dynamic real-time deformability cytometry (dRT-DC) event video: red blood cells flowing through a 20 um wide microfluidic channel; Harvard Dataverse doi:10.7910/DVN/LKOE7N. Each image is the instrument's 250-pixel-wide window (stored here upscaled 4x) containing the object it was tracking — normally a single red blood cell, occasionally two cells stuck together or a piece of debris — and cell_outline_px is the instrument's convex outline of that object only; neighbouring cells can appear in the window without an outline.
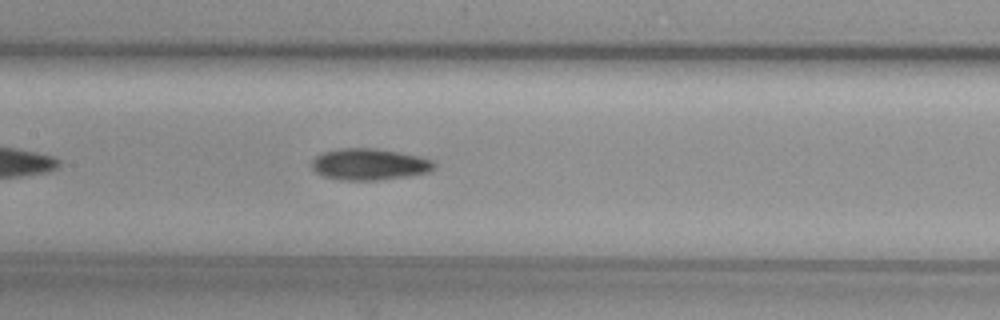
{"species": "common noctule bat (a hibernating species)", "species_latin": "Nyctalus noctula", "temperature_condition": "cold", "stored_images_in_passage": 29, "camera_frame_rate_fps": 3000, "um_per_image_px": 0.085, "animal": {"sex": "female", "body_mass_g": 29.2, "forearm_length_mm": 56.3}, "frame": {"image": 1, "passage_image": 12, "time_ms": 3.667, "image_size_px": [1000, 320], "cell_outline_px": [[436, 164], [428, 172], [408, 176], [376, 180], [340, 180], [324, 176], [316, 172], [312, 168], [312, 160], [316, 156], [324, 152], [340, 148], [376, 148], [416, 156], [432, 160]], "centroid_in_image_um": [31.36, 13.97], "position_along_channel_um": 176.0, "area_um2": 22.2}, "authors_computed_cell_mechanics": {"area_um2": 22.0796, "velocity_mm_per_s": 3.8113, "shape_relaxation_time_tau1_ms": 4.8525, "shape_relaxation_time_tau2_ms": null, "deformation_change_tau1": 0.1186, "deformation_change_tau2": null}}